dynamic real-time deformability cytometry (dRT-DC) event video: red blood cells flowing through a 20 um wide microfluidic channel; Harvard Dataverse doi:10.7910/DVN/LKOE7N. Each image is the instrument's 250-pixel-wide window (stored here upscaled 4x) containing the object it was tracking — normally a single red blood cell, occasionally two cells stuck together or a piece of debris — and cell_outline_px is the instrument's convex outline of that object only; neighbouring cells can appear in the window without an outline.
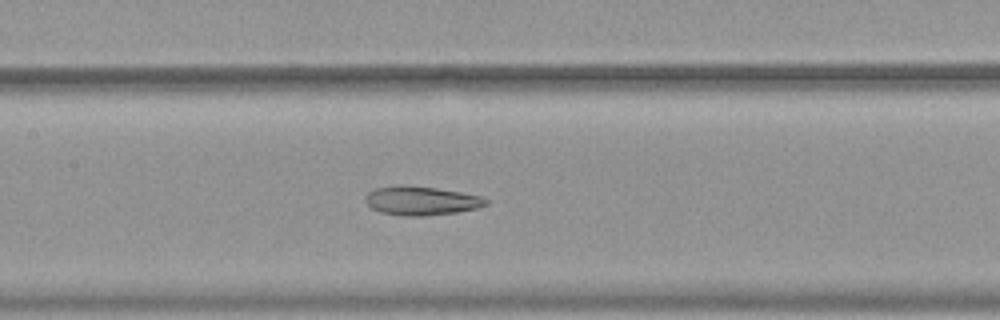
{"species": "common noctule bat (a hibernating species)", "species_latin": "Nyctalus noctula", "temperature_condition": "warm", "stored_images_in_passage": 55, "camera_frame_rate_fps": 3000, "um_per_image_px": 0.085, "animal": {"sex": "female", "body_mass_g": 19.9}, "frame": {"image": 1, "passage_image": 27, "time_ms": 8.667, "image_size_px": [1000, 320], "cell_outline_px": [[488, 204], [480, 208], [456, 212], [424, 216], [408, 216], [380, 212], [372, 208], [364, 200], [364, 196], [368, 192], [376, 188], [400, 184], [404, 184], [436, 188], [460, 192], [480, 196], [488, 200]], "centroid_in_image_um": [35.8, 17.05], "position_along_channel_um": 171.6, "area_um2": 20.4}}
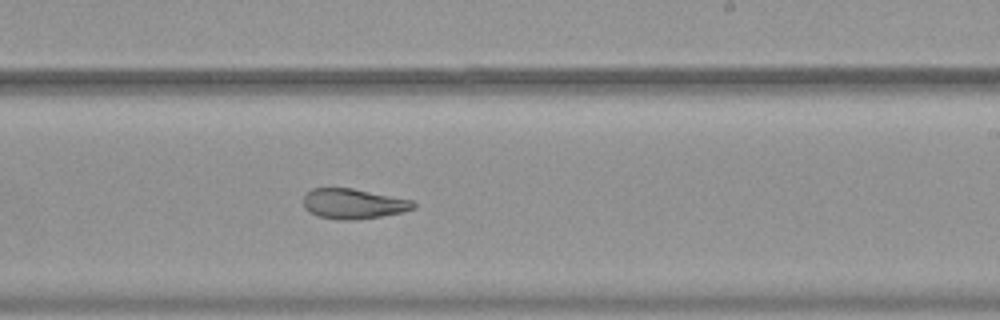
{"frame": {"image": 2, "passage_image": 34, "time_ms": 11.0, "image_size_px": [1000, 320], "cell_outline_px": [[416, 208], [404, 212], [356, 220], [336, 220], [320, 216], [304, 208], [304, 196], [312, 188], [352, 188], [416, 200]], "centroid_in_image_um": [30.11, 17.31], "position_along_channel_um": 258.9, "area_um2": 19.48}}
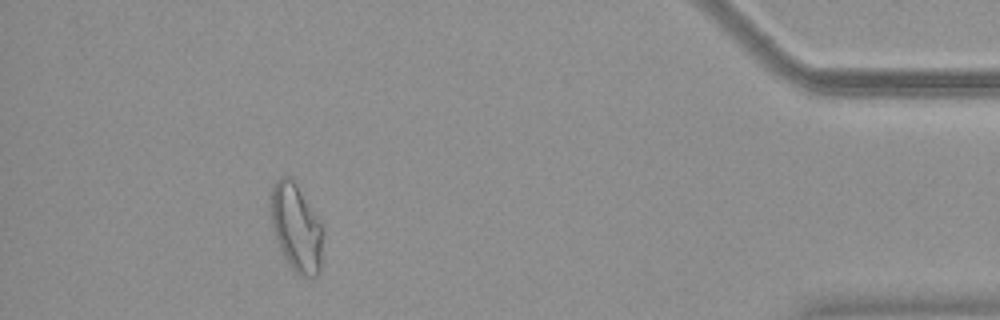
{"frame": {"image": 3, "passage_image": 50, "time_ms": 16.333, "image_size_px": [1000, 320], "cell_outline_px": [[324, 236], [320, 272], [316, 276], [300, 276], [288, 264], [280, 248], [272, 228], [268, 204], [268, 196], [276, 180], [280, 176], [292, 176], [324, 228]], "centroid_in_image_um": [25.17, 19.31], "position_along_channel_um": 410.0, "area_um2": 27.4}, "authors_computed_cell_mechanics": {"area_um2": 25.7788, "velocity_mm_per_s": 3.7737, "shape_relaxation_time_tau1_ms": null, "shape_relaxation_time_tau2_ms": 4.882, "deformation_change_tau1": null, "deformation_change_tau2": 0.1259}}